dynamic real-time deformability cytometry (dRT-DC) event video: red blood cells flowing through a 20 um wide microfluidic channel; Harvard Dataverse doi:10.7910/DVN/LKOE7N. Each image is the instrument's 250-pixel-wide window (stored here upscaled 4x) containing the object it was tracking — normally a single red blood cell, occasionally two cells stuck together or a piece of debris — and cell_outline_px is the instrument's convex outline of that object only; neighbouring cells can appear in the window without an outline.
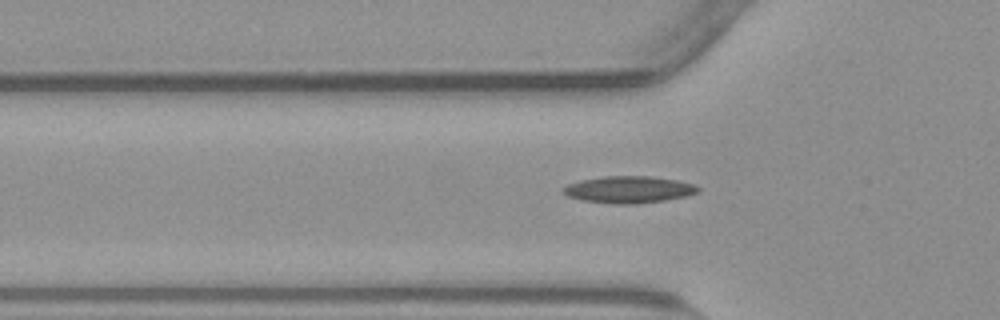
{"species": "common noctule bat (a hibernating species)", "species_latin": "Nyctalus noctula", "temperature_condition": "warm", "stored_images_in_passage": 38, "camera_frame_rate_fps": 3000, "um_per_image_px": 0.085, "animal": {"sex": "male", "body_mass_g": 23.1, "forearm_length_mm": 52.7}, "frame": {"image": 1, "passage_image": 5, "time_ms": 1.333, "image_size_px": [1000, 320], "cell_outline_px": [[700, 192], [684, 196], [664, 200], [632, 204], [620, 204], [584, 200], [568, 196], [560, 192], [560, 188], [568, 184], [580, 180], [604, 176], [652, 176], [676, 180], [692, 184], [700, 188]], "centroid_in_image_um": [53.41, 16.1], "position_along_channel_um": 72.4, "area_um2": 20.98}}
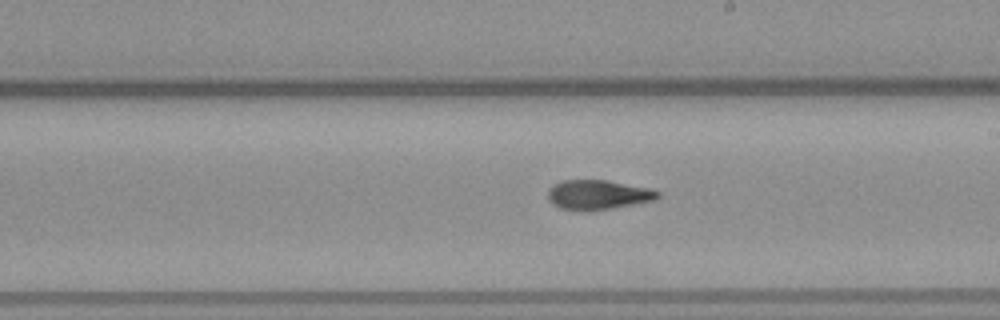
{"frame": {"image": 2, "passage_image": 18, "time_ms": 5.667, "image_size_px": [1000, 320], "cell_outline_px": [[660, 196], [652, 200], [632, 204], [608, 208], [560, 208], [548, 200], [548, 188], [552, 184], [560, 180], [608, 180], [652, 188], [660, 192]], "centroid_in_image_um": [50.83, 16.49], "position_along_channel_um": 238.2, "area_um2": 18.38}}
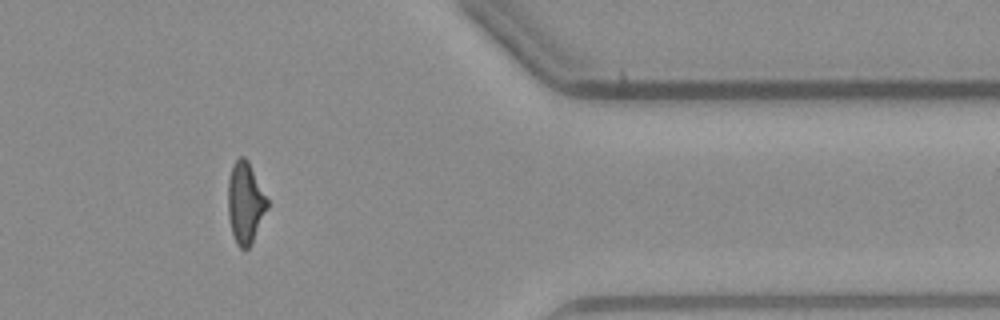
{"frame": {"image": 3, "passage_image": 32, "time_ms": 10.333, "image_size_px": [1000, 320], "cell_outline_px": [[268, 208], [252, 244], [248, 248], [240, 248], [236, 244], [232, 232], [228, 216], [228, 180], [232, 164], [240, 156], [244, 156], [248, 160], [268, 200]], "centroid_in_image_um": [20.85, 17.24], "position_along_channel_um": 390.6, "area_um2": 18.73}, "authors_computed_cell_mechanics": {"area_um2": 18.8139, "velocity_mm_per_s": 3.8023, "shape_relaxation_time_tau1_ms": null, "shape_relaxation_time_tau2_ms": 2.8973, "deformation_change_tau1": null, "deformation_change_tau2": 0.12}}